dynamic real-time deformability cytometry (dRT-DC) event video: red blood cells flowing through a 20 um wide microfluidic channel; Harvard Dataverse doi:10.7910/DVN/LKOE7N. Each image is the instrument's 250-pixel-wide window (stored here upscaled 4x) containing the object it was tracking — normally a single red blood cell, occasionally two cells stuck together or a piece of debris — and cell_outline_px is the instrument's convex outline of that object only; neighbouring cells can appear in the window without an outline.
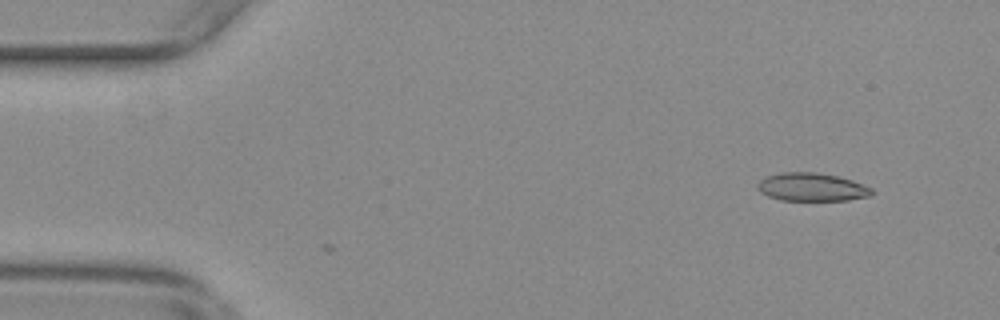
{"species": "common noctule bat (a hibernating species)", "species_latin": "Nyctalus noctula", "temperature_condition": "warm", "stored_images_in_passage": 3, "camera_frame_rate_fps": 3000, "um_per_image_px": 0.085, "animal": {"sex": "female", "body_mass_g": 29.2, "forearm_length_mm": 56.3}, "frame": {"image": 1, "passage_image": 1, "time_ms": 0.0, "image_size_px": [1000, 320], "cell_outline_px": [[876, 192], [868, 196], [848, 200], [780, 200], [768, 196], [760, 192], [756, 188], [756, 184], [760, 180], [768, 176], [780, 172], [816, 172], [836, 176], [852, 180], [872, 188]], "centroid_in_image_um": [68.98, 15.9], "position_along_channel_um": 16.0, "area_um2": 18.79}}